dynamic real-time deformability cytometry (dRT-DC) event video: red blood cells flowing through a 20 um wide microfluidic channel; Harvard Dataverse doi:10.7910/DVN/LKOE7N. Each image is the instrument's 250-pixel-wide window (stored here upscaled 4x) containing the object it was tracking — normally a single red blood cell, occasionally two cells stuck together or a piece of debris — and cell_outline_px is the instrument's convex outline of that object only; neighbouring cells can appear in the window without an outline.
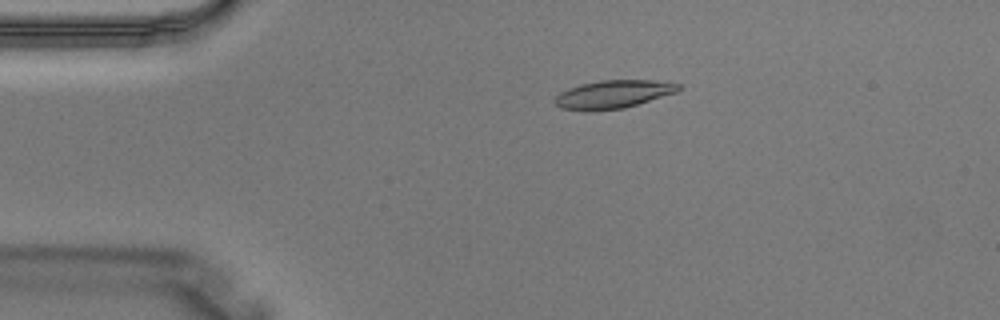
{"species": "Egyptian fruit bat (a non-hibernating species)", "species_latin": "Rousettus aegyptiacus", "temperature_condition": "warm", "stored_images_in_passage": 3, "camera_frame_rate_fps": 3000, "um_per_image_px": 0.085, "animal": {"sex": "male"}, "frame": {"image": 1, "passage_image": 1, "time_ms": 0.0, "image_size_px": [1000, 320], "cell_outline_px": [[680, 88], [676, 92], [624, 108], [588, 112], [584, 112], [560, 108], [552, 100], [560, 92], [568, 88], [580, 84], [604, 80], [652, 80], [680, 84]], "centroid_in_image_um": [52.04, 8.03], "position_along_channel_um": 33.0, "area_um2": 20.35}}